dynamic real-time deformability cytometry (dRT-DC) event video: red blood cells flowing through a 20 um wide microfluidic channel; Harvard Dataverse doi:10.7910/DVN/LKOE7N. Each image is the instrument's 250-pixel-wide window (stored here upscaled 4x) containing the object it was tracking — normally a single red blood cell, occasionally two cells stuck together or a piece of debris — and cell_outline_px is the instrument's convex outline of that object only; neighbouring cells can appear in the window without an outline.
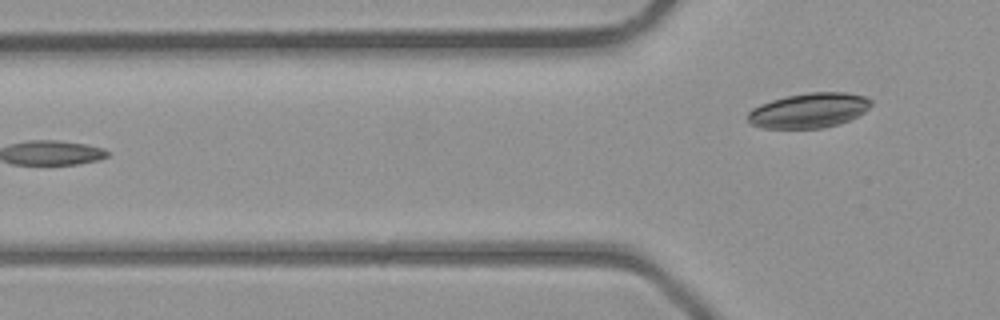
{"species": "common noctule bat (a hibernating species)", "species_latin": "Nyctalus noctula", "temperature_condition": "room temperature", "stored_images_in_passage": 4, "camera_frame_rate_fps": 3000, "um_per_image_px": 0.085, "animal": {"sex": "male", "body_mass_g": 23.1, "forearm_length_mm": 52.7}, "frame": {"image": 1, "passage_image": 4, "time_ms": 3.333, "image_size_px": [1000, 320], "cell_outline_px": [[872, 104], [864, 112], [848, 120], [824, 128], [760, 128], [752, 124], [748, 120], [748, 112], [752, 108], [760, 104], [784, 96], [808, 92], [844, 92], [864, 96], [872, 100]], "centroid_in_image_um": [68.74, 9.38], "position_along_channel_um": 57.1, "area_um2": 25.03}}